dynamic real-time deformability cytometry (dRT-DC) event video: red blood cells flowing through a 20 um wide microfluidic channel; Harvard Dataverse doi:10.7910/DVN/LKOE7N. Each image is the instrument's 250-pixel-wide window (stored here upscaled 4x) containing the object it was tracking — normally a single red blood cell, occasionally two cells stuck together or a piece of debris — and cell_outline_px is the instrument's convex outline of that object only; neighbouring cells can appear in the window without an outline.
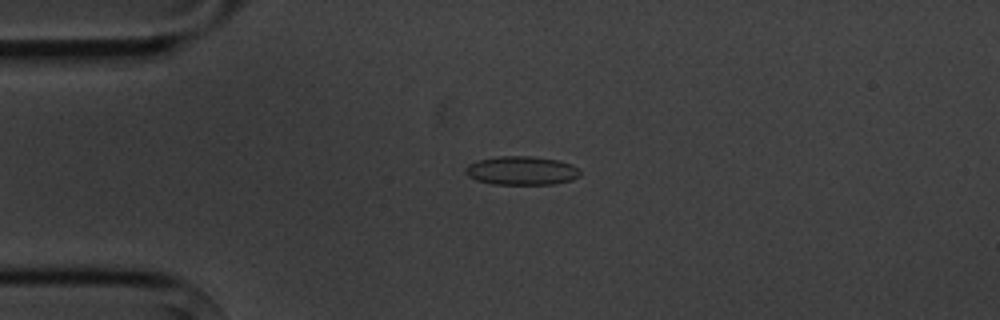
{"species": "common noctule bat (a hibernating species)", "species_latin": "Nyctalus noctula", "temperature_condition": "cold", "stored_images_in_passage": 10, "camera_frame_rate_fps": 3000, "um_per_image_px": 0.085, "animal": {"sex": "male", "body_mass_g": 20.1, "forearm_length_mm": 53.5}, "frame": {"image": 1, "passage_image": 4, "time_ms": 3.667, "image_size_px": [1000, 320], "cell_outline_px": [[580, 176], [572, 180], [552, 184], [492, 184], [476, 180], [468, 176], [464, 172], [464, 168], [468, 164], [476, 160], [500, 156], [532, 156], [560, 160], [572, 164], [580, 168]], "centroid_in_image_um": [44.34, 14.49], "position_along_channel_um": 40.7, "area_um2": 19.48}}
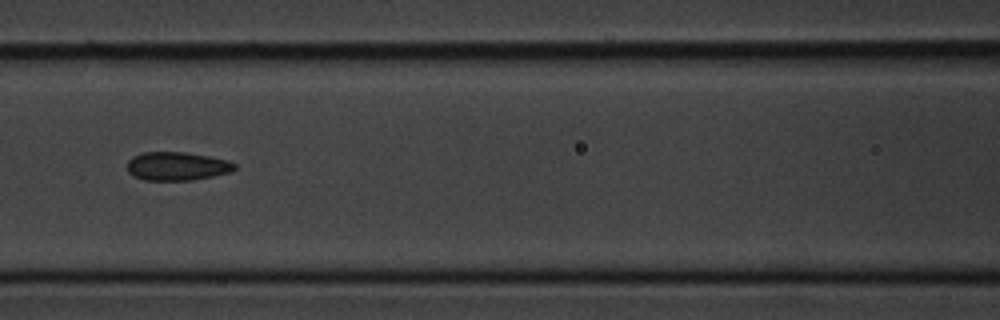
{"frame": {"image": 2, "passage_image": 7, "time_ms": 7.333, "image_size_px": [1000, 320], "cell_outline_px": [[236, 168], [232, 172], [192, 180], [144, 180], [132, 176], [128, 172], [128, 160], [132, 156], [140, 152], [184, 152], [208, 156], [228, 160], [236, 164]], "centroid_in_image_um": [15.03, 14.12], "position_along_channel_um": 151.6, "area_um2": 17.98}}
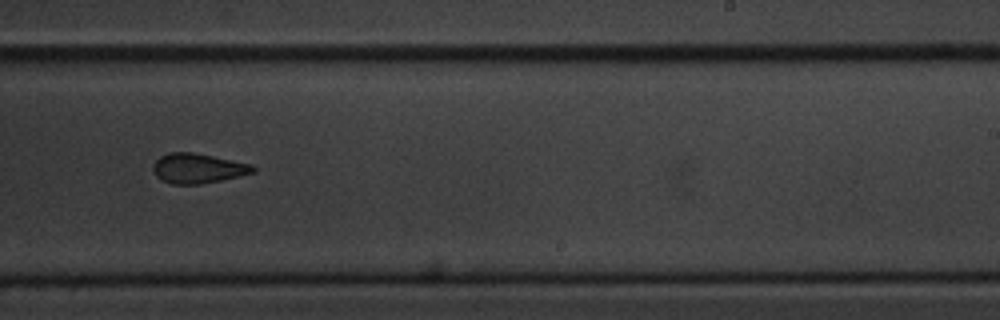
{"frame": {"image": 3, "passage_image": 10, "time_ms": 10.667, "image_size_px": [1000, 320], "cell_outline_px": [[256, 172], [220, 180], [200, 184], [172, 184], [160, 180], [152, 172], [152, 164], [160, 156], [168, 152], [192, 152], [252, 164], [256, 168]], "centroid_in_image_um": [16.77, 14.31], "position_along_channel_um": 272.2, "area_um2": 17.46}}